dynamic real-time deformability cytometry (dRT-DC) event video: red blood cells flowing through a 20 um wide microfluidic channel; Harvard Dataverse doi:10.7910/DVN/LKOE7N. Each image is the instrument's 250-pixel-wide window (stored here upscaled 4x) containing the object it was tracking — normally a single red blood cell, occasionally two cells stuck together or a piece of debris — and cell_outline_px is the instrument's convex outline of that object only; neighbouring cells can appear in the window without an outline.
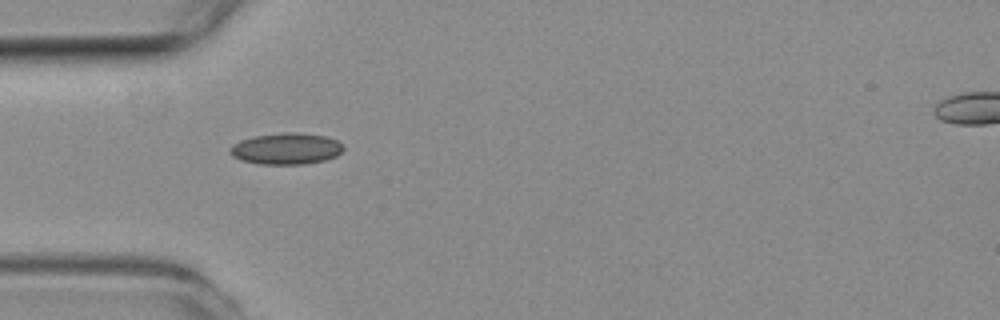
{"species": "common noctule bat (a hibernating species)", "species_latin": "Nyctalus noctula", "temperature_condition": "room temperature", "stored_images_in_passage": 4, "camera_frame_rate_fps": 3000, "um_per_image_px": 0.085, "animal": {"sex": "female", "body_mass_g": 19.3, "forearm_length_mm": 54.1}, "frame": {"image": 1, "passage_image": 1, "time_ms": 0.0, "image_size_px": [1000, 320], "cell_outline_px": [[344, 148], [336, 156], [324, 160], [304, 164], [260, 164], [240, 160], [232, 156], [228, 152], [228, 148], [232, 144], [240, 140], [256, 136], [280, 132], [296, 132], [324, 136], [336, 140]], "centroid_in_image_um": [24.26, 12.64], "position_along_channel_um": 60.7, "area_um2": 20.75}}